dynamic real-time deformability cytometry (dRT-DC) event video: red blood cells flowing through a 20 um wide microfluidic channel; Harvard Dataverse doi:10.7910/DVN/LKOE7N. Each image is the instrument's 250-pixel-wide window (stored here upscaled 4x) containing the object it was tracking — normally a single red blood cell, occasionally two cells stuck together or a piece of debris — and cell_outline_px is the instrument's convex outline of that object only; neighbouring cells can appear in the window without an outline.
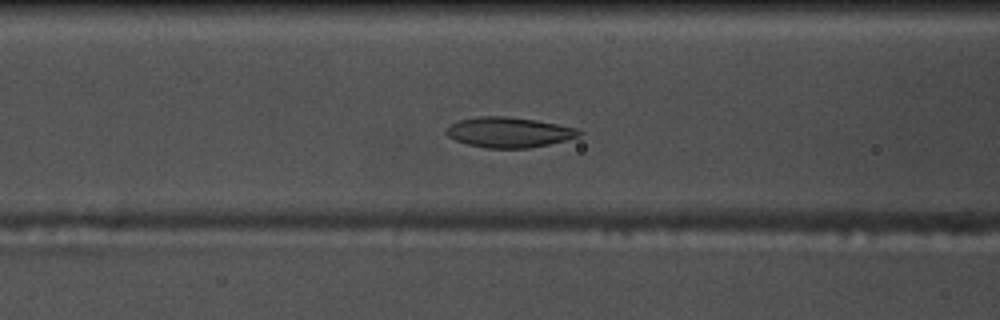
{"species": "common noctule bat (a hibernating species)", "species_latin": "Nyctalus noctula", "temperature_condition": "warm", "stored_images_in_passage": 55, "camera_frame_rate_fps": 3000, "um_per_image_px": 0.085, "animal": {"sex": "male", "body_mass_g": 17.5, "forearm_length_mm": 52.3}, "frame": {"image": 1, "passage_image": 22, "time_ms": 7.0, "image_size_px": [1000, 320], "cell_outline_px": [[584, 132], [580, 136], [548, 144], [528, 148], [484, 148], [468, 144], [456, 140], [448, 136], [444, 132], [444, 128], [460, 120], [480, 116], [504, 116], [536, 120], [576, 128]], "centroid_in_image_um": [43.24, 11.24], "position_along_channel_um": 123.4, "area_um2": 23.29}}
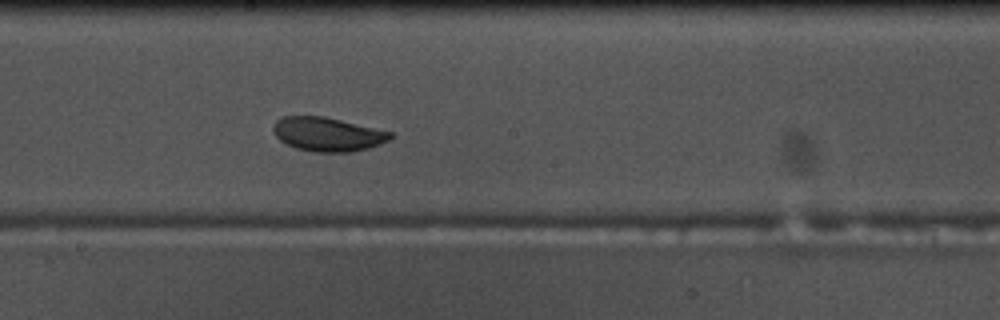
{"frame": {"image": 2, "passage_image": 30, "time_ms": 9.667, "image_size_px": [1000, 320], "cell_outline_px": [[392, 136], [388, 140], [368, 148], [352, 152], [316, 152], [296, 148], [280, 140], [272, 132], [272, 128], [276, 120], [284, 116], [324, 116], [392, 132]], "centroid_in_image_um": [27.81, 11.41], "position_along_channel_um": 220.4, "area_um2": 23.0}}
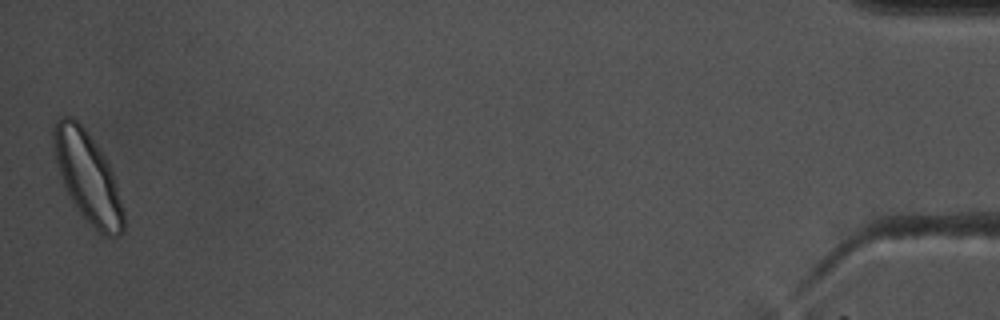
{"frame": {"image": 3, "passage_image": 55, "time_ms": 18.0, "image_size_px": [1000, 320], "cell_outline_px": [[124, 232], [120, 236], [104, 236], [80, 212], [72, 200], [64, 184], [56, 160], [52, 136], [52, 128], [56, 120], [60, 116], [72, 116], [84, 128], [104, 156], [112, 172], [116, 184], [124, 212]], "centroid_in_image_um": [7.46, 15.03], "position_along_channel_um": 427.7, "area_um2": 35.89}, "authors_computed_cell_mechanics": {"area_um2": 24.9696, "velocity_mm_per_s": 3.6606, "shape_relaxation_time_tau1_ms": 2.4349, "shape_relaxation_time_tau2_ms": 2.2013, "deformation_change_tau1": 0.111, "deformation_change_tau2": 0.0544}}